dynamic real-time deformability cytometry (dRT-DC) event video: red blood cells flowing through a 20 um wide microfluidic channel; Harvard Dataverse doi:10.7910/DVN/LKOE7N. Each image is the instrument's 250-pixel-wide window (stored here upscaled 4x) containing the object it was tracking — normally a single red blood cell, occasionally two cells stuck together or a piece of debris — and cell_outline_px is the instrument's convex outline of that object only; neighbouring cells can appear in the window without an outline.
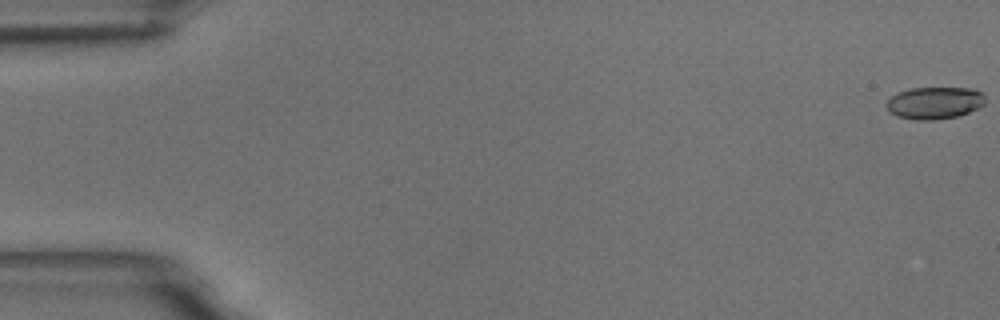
{"species": "common noctule bat (a hibernating species)", "species_latin": "Nyctalus noctula", "temperature_condition": "room temperature", "stored_images_in_passage": 56, "camera_frame_rate_fps": 3000, "um_per_image_px": 0.085, "animal": {"sex": "male", "body_mass_g": 18.8}, "frame": {"image": 1, "passage_image": 1, "time_ms": 0.0, "image_size_px": [1000, 320], "cell_outline_px": [[984, 104], [968, 112], [956, 116], [932, 120], [916, 120], [896, 116], [884, 104], [896, 92], [912, 88], [972, 88], [980, 92], [984, 96]], "centroid_in_image_um": [79.4, 8.74], "position_along_channel_um": 5.6, "area_um2": 18.32}}
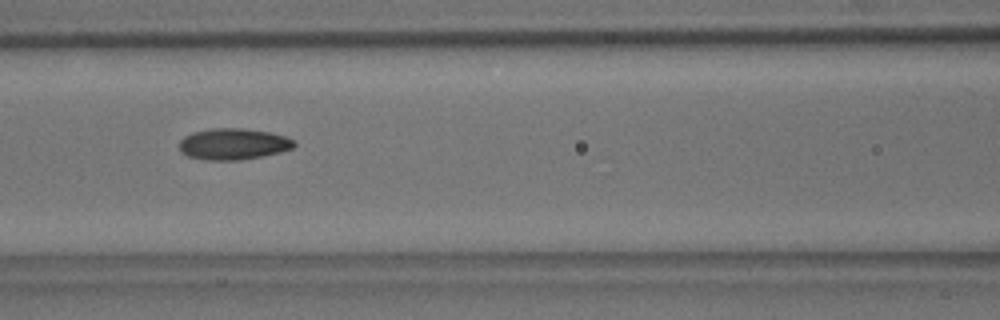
{"frame": {"image": 2, "passage_image": 25, "time_ms": 8.0, "image_size_px": [1000, 320], "cell_outline_px": [[296, 144], [292, 148], [280, 152], [240, 160], [204, 160], [188, 156], [180, 152], [180, 140], [184, 136], [192, 132], [212, 128], [240, 128], [272, 132], [284, 136], [292, 140]], "centroid_in_image_um": [19.79, 12.24], "position_along_channel_um": 146.8, "area_um2": 20.92}}
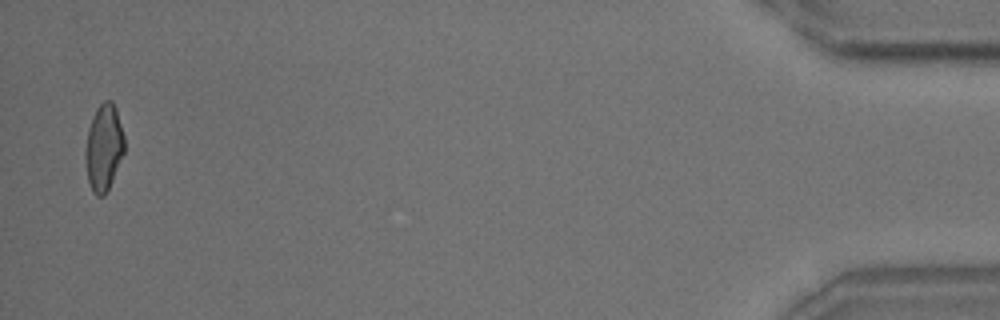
{"frame": {"image": 3, "passage_image": 55, "time_ms": 18.0, "image_size_px": [1000, 320], "cell_outline_px": [[124, 152], [112, 180], [104, 196], [96, 196], [92, 192], [88, 180], [84, 156], [84, 152], [88, 128], [92, 116], [96, 108], [104, 100], [112, 100], [116, 108], [124, 136]], "centroid_in_image_um": [8.8, 12.52], "position_along_channel_um": 426.4, "area_um2": 19.77}, "authors_computed_cell_mechanics": {"area_um2": 19.9988, "velocity_mm_per_s": 3.677, "shape_relaxation_time_tau1_ms": 5.5767, "shape_relaxation_time_tau2_ms": 3.1475, "deformation_change_tau1": 0.156, "deformation_change_tau2": 0.08}}